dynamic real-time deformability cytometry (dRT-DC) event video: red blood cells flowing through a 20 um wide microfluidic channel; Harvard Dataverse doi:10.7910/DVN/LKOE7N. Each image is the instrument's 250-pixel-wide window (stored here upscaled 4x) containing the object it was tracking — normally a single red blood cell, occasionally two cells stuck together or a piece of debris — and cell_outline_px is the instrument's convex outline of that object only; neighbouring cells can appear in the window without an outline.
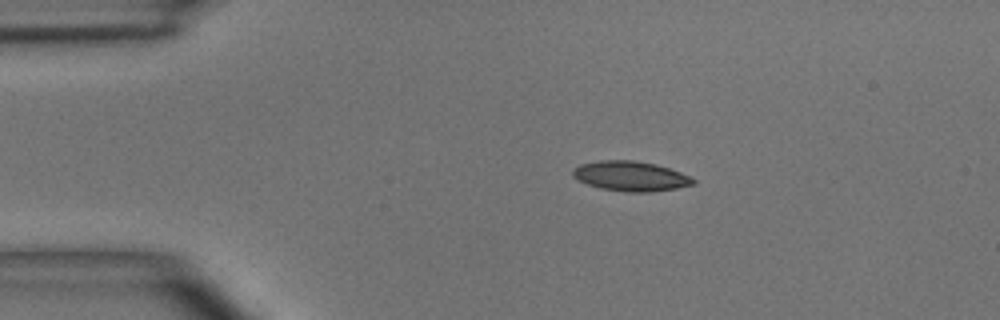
{"species": "common noctule bat (a hibernating species)", "species_latin": "Nyctalus noctula", "temperature_condition": "room temperature", "stored_images_in_passage": 3, "camera_frame_rate_fps": 3000, "um_per_image_px": 0.085, "animal": {"sex": "male", "body_mass_g": 15.6}, "frame": {"image": 1, "passage_image": 1, "time_ms": 0.0, "image_size_px": [1000, 320], "cell_outline_px": [[696, 184], [676, 188], [648, 192], [628, 192], [600, 188], [588, 184], [572, 176], [572, 168], [580, 164], [600, 160], [632, 160], [656, 164], [680, 172], [696, 180]], "centroid_in_image_um": [53.59, 14.96], "position_along_channel_um": 31.4, "area_um2": 20.87}}
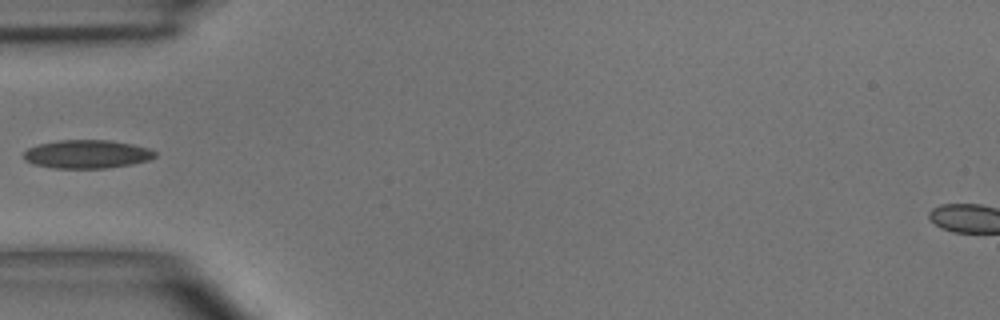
{"frame": {"image": 2, "passage_image": 3, "time_ms": 2.333, "image_size_px": [1000, 320], "cell_outline_px": [[156, 156], [148, 160], [132, 164], [104, 168], [52, 168], [32, 164], [24, 160], [24, 152], [28, 148], [40, 144], [60, 140], [108, 140], [132, 144], [148, 148], [156, 152]], "centroid_in_image_um": [7.37, 13.1], "position_along_channel_um": 77.6, "area_um2": 21.68}}